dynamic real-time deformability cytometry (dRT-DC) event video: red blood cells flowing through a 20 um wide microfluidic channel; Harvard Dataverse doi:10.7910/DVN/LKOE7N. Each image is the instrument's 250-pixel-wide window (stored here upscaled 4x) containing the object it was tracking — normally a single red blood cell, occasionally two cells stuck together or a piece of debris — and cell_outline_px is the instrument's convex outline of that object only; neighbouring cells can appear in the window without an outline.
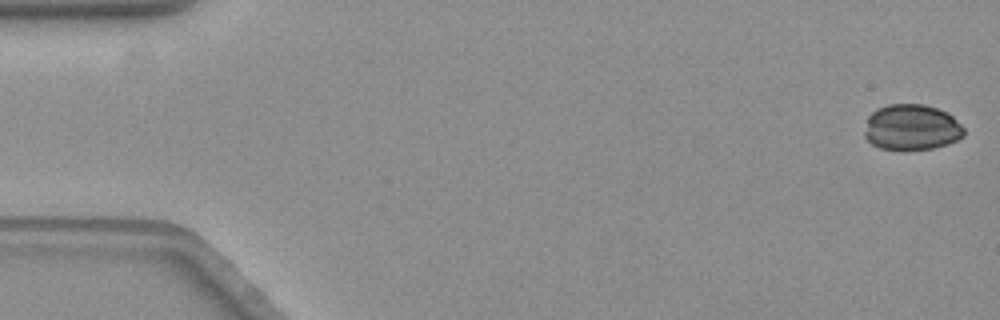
{"species": "common noctule bat (a hibernating species)", "species_latin": "Nyctalus noctula", "temperature_condition": "warm", "stored_images_in_passage": 9, "camera_frame_rate_fps": 3000, "um_per_image_px": 0.085, "animal": {"sex": "female", "body_mass_g": 19.3, "forearm_length_mm": 54.1}, "frame": {"image": 1, "passage_image": 1, "time_ms": 0.0, "image_size_px": [1000, 320], "cell_outline_px": [[964, 136], [956, 140], [932, 148], [880, 148], [872, 144], [864, 136], [868, 116], [876, 108], [888, 104], [924, 104], [936, 108], [952, 116], [964, 128]], "centroid_in_image_um": [77.46, 10.79], "position_along_channel_um": 7.5, "area_um2": 26.01}}